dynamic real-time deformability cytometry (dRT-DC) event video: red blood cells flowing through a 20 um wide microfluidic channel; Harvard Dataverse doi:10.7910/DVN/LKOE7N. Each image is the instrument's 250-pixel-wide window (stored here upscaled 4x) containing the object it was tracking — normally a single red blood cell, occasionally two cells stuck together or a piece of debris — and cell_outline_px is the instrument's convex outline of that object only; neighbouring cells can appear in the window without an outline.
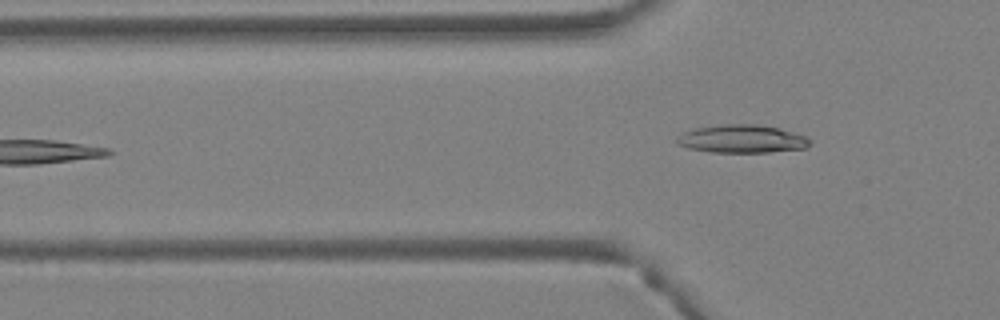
{"species": "Egyptian fruit bat (a non-hibernating species)", "species_latin": "Rousettus aegyptiacus", "temperature_condition": "warm", "stored_images_in_passage": 4, "camera_frame_rate_fps": 3000, "um_per_image_px": 0.085, "animal": {"sex": "female"}, "frame": {"image": 1, "passage_image": 4, "time_ms": 1.0, "image_size_px": [1000, 320], "cell_outline_px": [[812, 144], [804, 148], [768, 152], [708, 152], [688, 148], [676, 144], [676, 140], [684, 132], [696, 128], [720, 124], [756, 124], [780, 128], [804, 136], [812, 140]], "centroid_in_image_um": [63.07, 11.81], "position_along_channel_um": 62.7, "area_um2": 21.73}}